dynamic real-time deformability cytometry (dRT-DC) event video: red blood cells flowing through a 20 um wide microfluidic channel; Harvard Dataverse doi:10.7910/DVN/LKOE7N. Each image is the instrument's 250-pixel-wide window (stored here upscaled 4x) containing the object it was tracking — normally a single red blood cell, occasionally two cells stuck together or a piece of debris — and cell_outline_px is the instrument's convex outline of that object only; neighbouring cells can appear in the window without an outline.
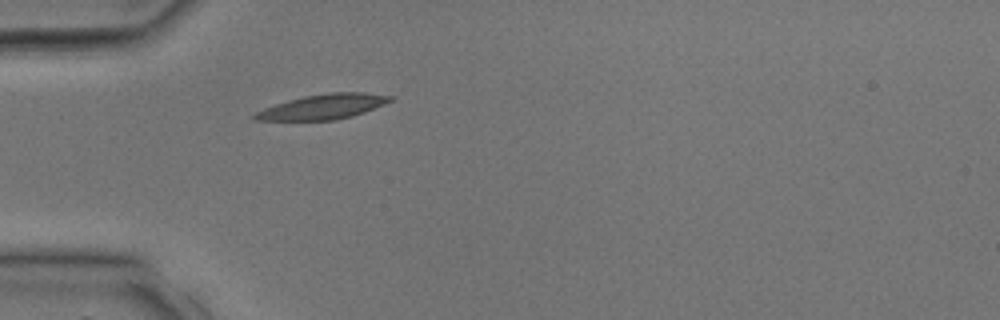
{"species": "common noctule bat (a hibernating species)", "species_latin": "Nyctalus noctula", "temperature_condition": "room temperature", "stored_images_in_passage": 24, "camera_frame_rate_fps": 3000, "um_per_image_px": 0.085, "animal": {"sex": "male", "body_mass_g": 17.9, "forearm_length_mm": 54.2}, "frame": {"image": 1, "passage_image": 1, "time_ms": 0.0, "image_size_px": [1000, 320], "cell_outline_px": [[396, 96], [392, 100], [384, 104], [364, 112], [352, 116], [332, 120], [252, 120], [248, 116], [264, 108], [288, 100], [304, 96], [328, 92], [364, 92]], "centroid_in_image_um": [27.44, 9.06], "position_along_channel_um": 57.6, "area_um2": 19.77}}
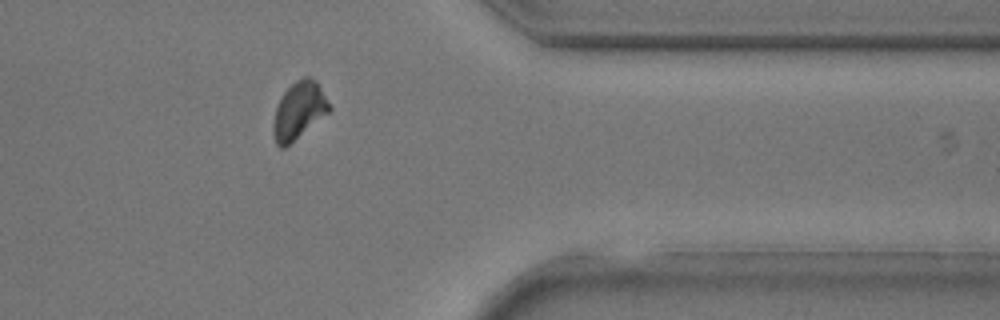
{"frame": {"image": 2, "passage_image": 18, "time_ms": 5.667, "image_size_px": [1000, 320], "cell_outline_px": [[332, 108], [328, 112], [284, 148], [280, 148], [276, 144], [272, 132], [272, 124], [276, 108], [284, 92], [296, 80], [304, 76], [308, 76], [316, 80], [332, 104]], "centroid_in_image_um": [25.41, 9.37], "position_along_channel_um": 386.0, "area_um2": 18.55}}
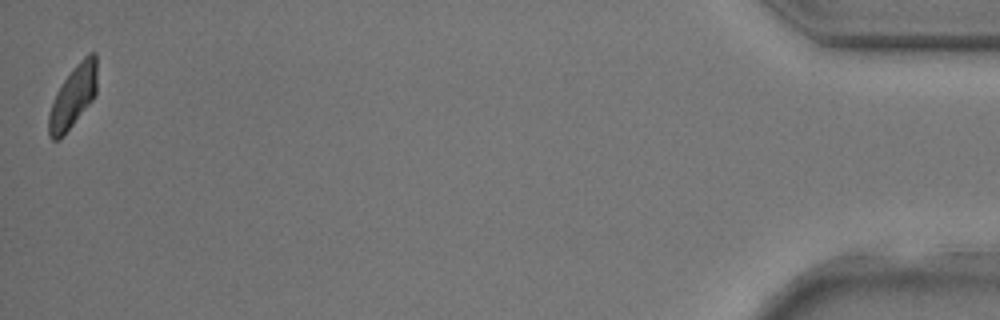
{"frame": {"image": 3, "passage_image": 24, "time_ms": 7.667, "image_size_px": [1000, 320], "cell_outline_px": [[96, 92], [92, 100], [60, 140], [52, 140], [48, 136], [48, 112], [56, 92], [64, 80], [76, 64], [88, 52], [96, 52]], "centroid_in_image_um": [6.19, 8.22], "position_along_channel_um": 429.0, "area_um2": 17.46}}